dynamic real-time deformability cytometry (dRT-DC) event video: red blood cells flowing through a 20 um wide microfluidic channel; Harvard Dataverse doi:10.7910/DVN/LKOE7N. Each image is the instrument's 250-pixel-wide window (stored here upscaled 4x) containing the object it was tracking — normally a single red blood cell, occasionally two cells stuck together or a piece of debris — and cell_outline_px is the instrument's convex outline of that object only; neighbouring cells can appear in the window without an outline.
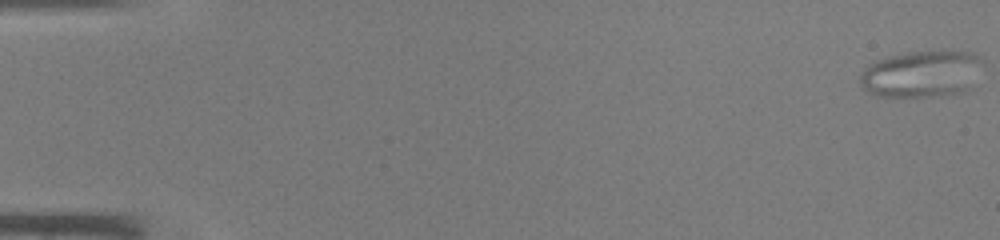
{"species": "common noctule bat (a hibernating species)", "species_latin": "Nyctalus noctula", "temperature_condition": "warm", "stored_images_in_passage": 46, "camera_frame_rate_fps": 3000, "um_per_image_px": 0.085, "animal": {"sex": "male", "body_mass_g": 19.0, "forearm_length_mm": 50.8}, "frame": {"image": 1, "passage_image": 1, "time_ms": 0.0, "image_size_px": [1000, 240], "cell_outline_px": [[984, 64], [968, 88], [964, 92], [948, 96], [876, 96], [868, 92], [860, 84], [860, 76], [868, 64], [876, 60], [888, 56], [908, 52], [944, 48], [976, 52], [980, 56]], "centroid_in_image_um": [78.4, 6.23], "position_along_channel_um": 6.6, "area_um2": 34.39}}
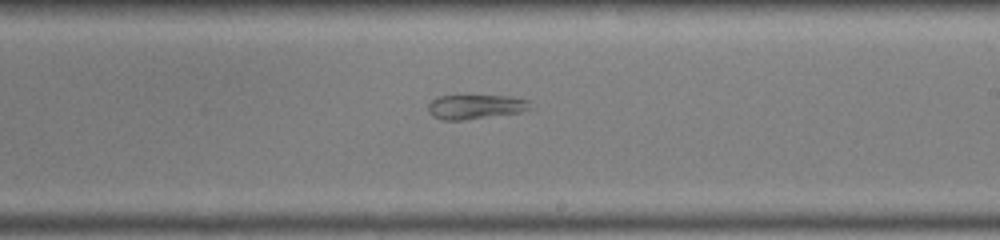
{"frame": {"image": 2, "passage_image": 28, "time_ms": 9.0, "image_size_px": [1000, 240], "cell_outline_px": [[528, 108], [520, 112], [464, 120], [440, 120], [432, 116], [428, 112], [428, 104], [436, 96], [508, 96], [528, 100]], "centroid_in_image_um": [40.32, 9.08], "position_along_channel_um": 248.7, "area_um2": 14.33}}
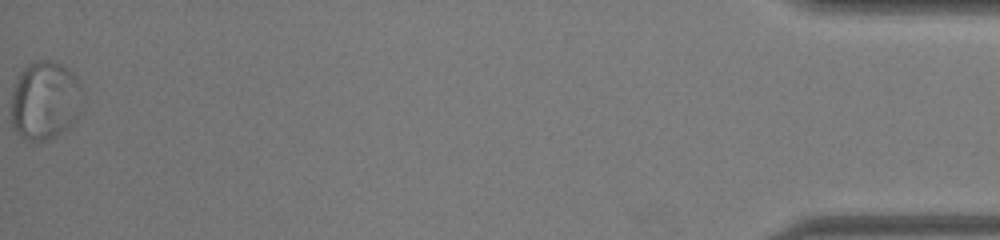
{"frame": {"image": 3, "passage_image": 46, "time_ms": 15.0, "image_size_px": [1000, 240], "cell_outline_px": [[84, 100], [80, 112], [76, 120], [68, 128], [56, 136], [48, 140], [24, 140], [12, 128], [12, 92], [16, 80], [20, 72], [28, 64], [36, 60], [56, 60], [72, 72], [76, 76], [80, 84], [84, 96]], "centroid_in_image_um": [3.85, 8.53], "position_along_channel_um": 431.3, "area_um2": 33.35}}